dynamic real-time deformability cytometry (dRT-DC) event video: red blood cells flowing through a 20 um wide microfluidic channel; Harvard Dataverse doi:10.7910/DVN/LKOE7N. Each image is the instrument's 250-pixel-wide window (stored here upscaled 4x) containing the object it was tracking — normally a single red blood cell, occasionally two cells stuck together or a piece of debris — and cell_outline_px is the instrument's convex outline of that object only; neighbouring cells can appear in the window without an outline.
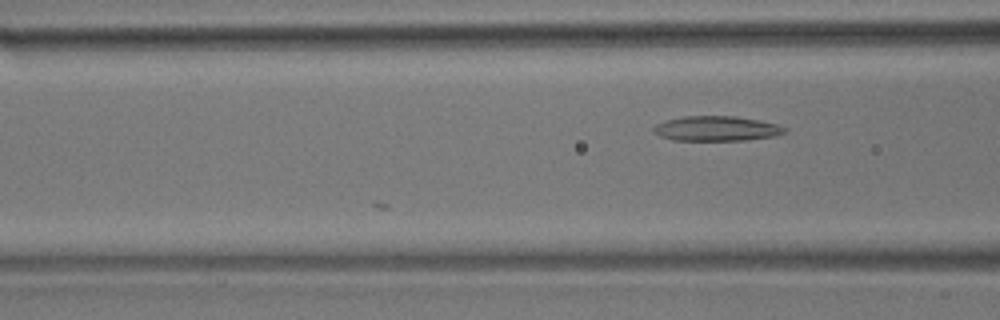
{"species": "common noctule bat (a hibernating species)", "species_latin": "Nyctalus noctula", "temperature_condition": "room temperature", "stored_images_in_passage": 11, "camera_frame_rate_fps": 3000, "um_per_image_px": 0.085, "animal": {"sex": "male", "body_mass_g": 17.9}, "frame": {"image": 1, "passage_image": 11, "time_ms": 3.333, "image_size_px": [1000, 320], "cell_outline_px": [[788, 132], [776, 136], [744, 140], [672, 140], [660, 136], [652, 132], [652, 128], [656, 124], [668, 120], [684, 116], [736, 116], [760, 120], [776, 124], [784, 128]], "centroid_in_image_um": [60.9, 10.93], "position_along_channel_um": 105.7, "area_um2": 19.02}}